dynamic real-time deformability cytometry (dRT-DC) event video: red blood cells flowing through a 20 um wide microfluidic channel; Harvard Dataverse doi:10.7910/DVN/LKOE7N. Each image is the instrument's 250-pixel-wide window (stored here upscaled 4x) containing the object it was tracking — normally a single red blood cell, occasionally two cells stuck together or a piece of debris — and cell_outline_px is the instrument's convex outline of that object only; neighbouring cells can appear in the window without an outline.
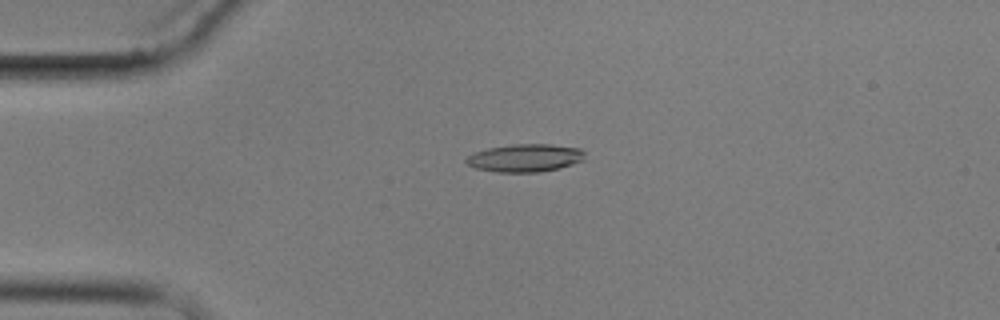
{"species": "common noctule bat (a hibernating species)", "species_latin": "Nyctalus noctula", "temperature_condition": "cold", "stored_images_in_passage": 5, "camera_frame_rate_fps": 3000, "um_per_image_px": 0.085, "animal": {"sex": "male", "body_mass_g": 17.9}, "frame": {"image": 1, "passage_image": 4, "time_ms": 3.667, "image_size_px": [1000, 320], "cell_outline_px": [[584, 160], [560, 168], [540, 172], [496, 172], [476, 168], [468, 164], [464, 160], [472, 152], [488, 148], [512, 144], [552, 144], [580, 148], [584, 152]], "centroid_in_image_um": [44.63, 13.42], "position_along_channel_um": 40.4, "area_um2": 19.36}}